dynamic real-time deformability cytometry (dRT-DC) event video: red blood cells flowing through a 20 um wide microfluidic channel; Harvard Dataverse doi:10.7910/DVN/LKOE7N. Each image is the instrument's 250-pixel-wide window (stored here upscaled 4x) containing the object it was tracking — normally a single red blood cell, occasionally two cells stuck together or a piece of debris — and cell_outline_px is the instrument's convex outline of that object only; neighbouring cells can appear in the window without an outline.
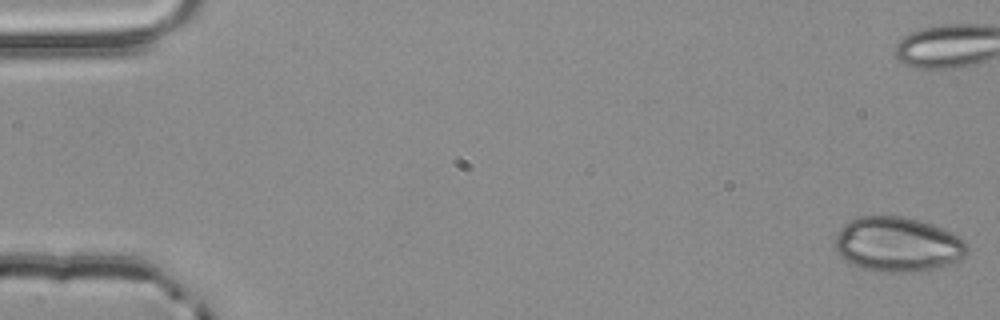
{"species": "common noctule bat (a hibernating species)", "species_latin": "Nyctalus noctula", "temperature_condition": "room temperature", "stored_images_in_passage": 11, "camera_frame_rate_fps": 3000, "um_per_image_px": 0.085, "animal": {"sex": "male", "body_mass_g": 20.4}, "frame": {"image": 1, "passage_image": 1, "time_ms": 0.0, "image_size_px": [1000, 320], "cell_outline_px": [[968, 252], [960, 260], [948, 264], [932, 268], [908, 272], [884, 272], [864, 268], [852, 264], [844, 260], [836, 252], [832, 244], [840, 228], [844, 224], [860, 216], [904, 216], [920, 220], [944, 228], [960, 236], [968, 244]], "centroid_in_image_um": [76.29, 20.76], "position_along_channel_um": 8.7, "area_um2": 42.43}}